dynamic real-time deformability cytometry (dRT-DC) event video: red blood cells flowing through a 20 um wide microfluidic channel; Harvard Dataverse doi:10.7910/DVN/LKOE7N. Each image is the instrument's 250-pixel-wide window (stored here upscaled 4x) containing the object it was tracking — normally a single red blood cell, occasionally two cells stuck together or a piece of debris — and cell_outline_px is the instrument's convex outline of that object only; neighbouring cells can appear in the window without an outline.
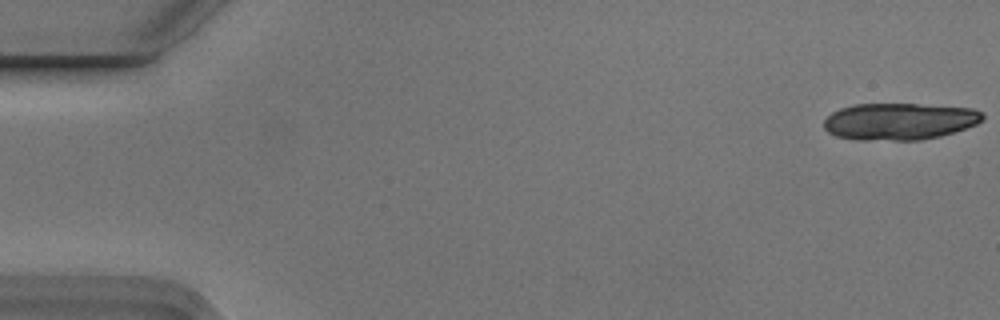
{"species": "Egyptian fruit bat (a non-hibernating species)", "species_latin": "Rousettus aegyptiacus", "temperature_condition": "cold", "stored_images_in_passage": 5, "camera_frame_rate_fps": 3000, "um_per_image_px": 0.085, "animal": {"sex": "male"}, "frame": {"image": 1, "passage_image": 1, "time_ms": 0.0, "image_size_px": [1000, 320], "cell_outline_px": [[984, 120], [976, 124], [940, 136], [920, 140], [860, 140], [836, 136], [828, 132], [824, 128], [824, 120], [832, 112], [840, 108], [856, 104], [916, 104], [972, 108], [984, 112]], "centroid_in_image_um": [76.45, 10.31], "position_along_channel_um": 8.6, "area_um2": 34.1}}